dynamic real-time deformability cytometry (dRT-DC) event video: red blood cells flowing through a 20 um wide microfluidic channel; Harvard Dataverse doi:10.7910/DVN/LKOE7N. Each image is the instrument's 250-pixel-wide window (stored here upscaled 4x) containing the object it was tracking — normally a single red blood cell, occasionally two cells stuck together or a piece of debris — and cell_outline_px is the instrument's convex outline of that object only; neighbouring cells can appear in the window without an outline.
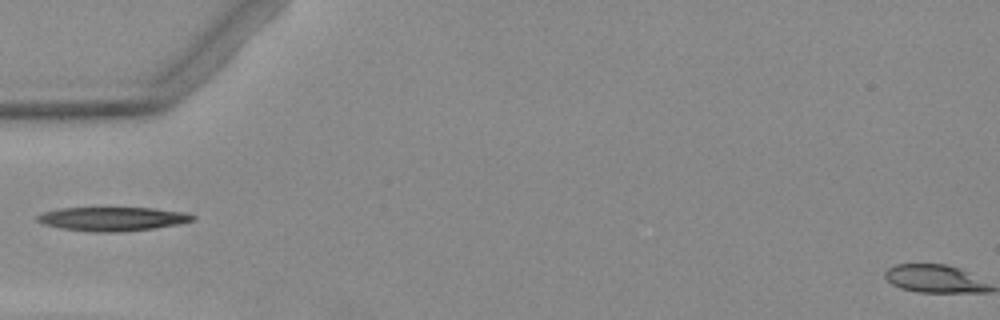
{"species": "Egyptian fruit bat (a non-hibernating species)", "species_latin": "Rousettus aegyptiacus", "temperature_condition": "warm", "stored_images_in_passage": 1, "camera_frame_rate_fps": 3000, "um_per_image_px": 0.085, "animal": {"sex": "female"}, "frame": {"image": 1, "passage_image": 1, "time_ms": 0.0, "image_size_px": [1000, 320], "cell_outline_px": [[196, 216], [192, 220], [176, 224], [156, 228], [120, 232], [96, 232], [60, 228], [44, 224], [36, 220], [36, 216], [44, 212], [60, 208], [152, 208], [184, 212]], "centroid_in_image_um": [9.54, 18.61], "position_along_channel_um": 75.5, "area_um2": 21.44}}